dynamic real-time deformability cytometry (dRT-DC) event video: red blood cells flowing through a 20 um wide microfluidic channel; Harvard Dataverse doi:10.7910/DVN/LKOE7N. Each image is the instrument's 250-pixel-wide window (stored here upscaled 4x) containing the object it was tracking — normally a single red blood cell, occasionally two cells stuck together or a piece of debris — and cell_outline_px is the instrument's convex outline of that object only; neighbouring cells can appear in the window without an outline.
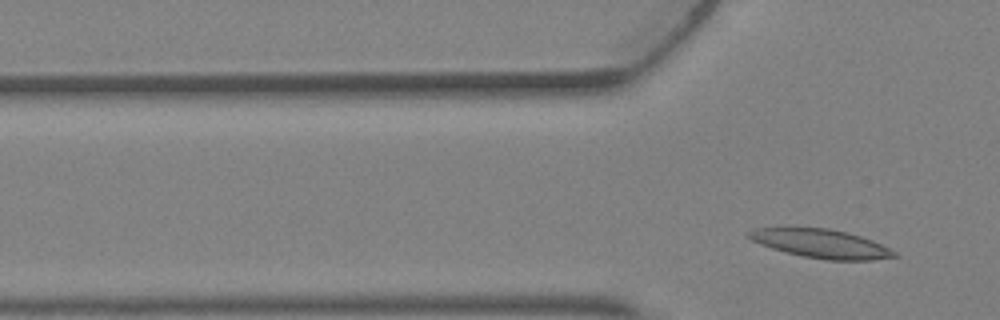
{"species": "Egyptian fruit bat (a non-hibernating species)", "species_latin": "Rousettus aegyptiacus", "temperature_condition": "warm", "stored_images_in_passage": 2, "camera_frame_rate_fps": 3000, "um_per_image_px": 0.085, "animal": {"sex": "female"}, "frame": {"image": 1, "passage_image": 2, "time_ms": 0.333, "image_size_px": [1000, 320], "cell_outline_px": [[900, 256], [872, 260], [828, 260], [804, 256], [772, 248], [760, 244], [752, 240], [744, 232], [752, 228], [828, 228], [848, 232], [872, 240], [896, 252]], "centroid_in_image_um": [69.79, 20.7], "position_along_channel_um": 56.0, "area_um2": 24.16}}